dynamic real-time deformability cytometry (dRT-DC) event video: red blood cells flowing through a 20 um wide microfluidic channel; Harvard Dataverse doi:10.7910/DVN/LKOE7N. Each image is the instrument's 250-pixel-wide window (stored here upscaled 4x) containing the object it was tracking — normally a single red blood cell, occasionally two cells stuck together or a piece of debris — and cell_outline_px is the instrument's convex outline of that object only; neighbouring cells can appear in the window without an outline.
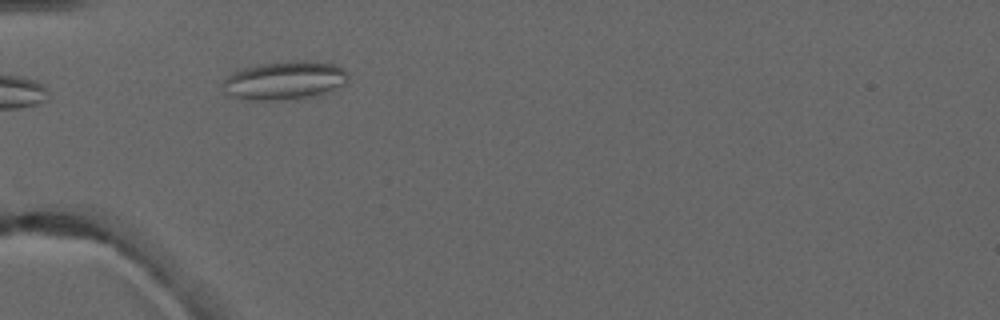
{"species": "common noctule bat (a hibernating species)", "species_latin": "Nyctalus noctula", "temperature_condition": "warm", "stored_images_in_passage": 3, "camera_frame_rate_fps": 3000, "um_per_image_px": 0.085, "animal": {"sex": "male", "forearm_length_mm": 52.5}, "frame": {"image": 1, "passage_image": 1, "time_ms": 0.0, "image_size_px": [1000, 320], "cell_outline_px": [[348, 80], [344, 84], [332, 92], [316, 96], [296, 100], [244, 100], [232, 96], [224, 92], [220, 88], [220, 84], [228, 76], [244, 68], [260, 64], [296, 60], [308, 60], [336, 64], [344, 68], [348, 72]], "centroid_in_image_um": [24.24, 6.86], "position_along_channel_um": 60.8, "area_um2": 28.84}}